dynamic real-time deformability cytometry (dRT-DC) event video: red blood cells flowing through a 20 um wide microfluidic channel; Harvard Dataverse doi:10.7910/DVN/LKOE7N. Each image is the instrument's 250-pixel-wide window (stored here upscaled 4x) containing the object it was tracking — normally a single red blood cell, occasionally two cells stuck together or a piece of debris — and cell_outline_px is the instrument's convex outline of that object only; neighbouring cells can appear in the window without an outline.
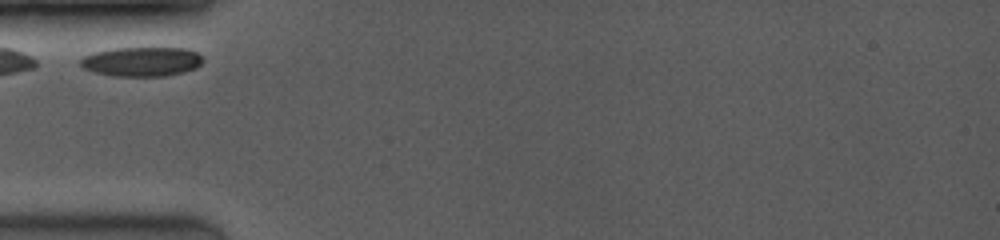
{"species": "common noctule bat (a hibernating species)", "species_latin": "Nyctalus noctula", "temperature_condition": "room temperature", "stored_images_in_passage": 17, "camera_frame_rate_fps": 3500, "um_per_image_px": 0.085, "animal": {"sex": "female", "body_mass_g": 19.0, "forearm_length_mm": 53.3}, "frame": {"image": 1, "passage_image": 1, "time_ms": 0.0, "image_size_px": [1000, 240], "cell_outline_px": [[204, 60], [196, 68], [184, 72], [164, 76], [112, 76], [92, 72], [84, 68], [80, 64], [80, 60], [84, 56], [96, 52], [112, 48], [188, 48], [196, 52]], "centroid_in_image_um": [12.05, 5.24], "position_along_channel_um": 73.0, "area_um2": 21.04}}
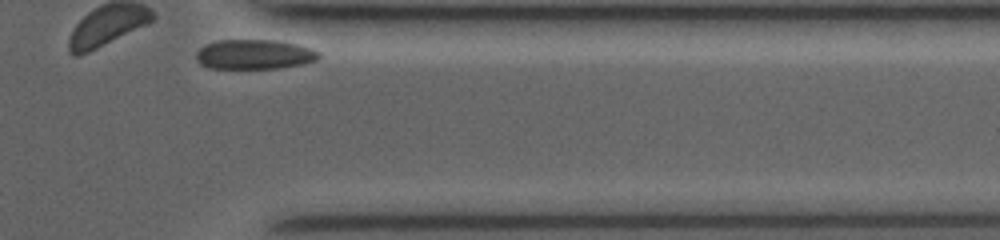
{"frame": {"image": 2, "passage_image": 17, "time_ms": 8.857, "image_size_px": [1000, 240], "cell_outline_px": [[320, 56], [316, 60], [304, 64], [276, 68], [208, 68], [200, 64], [196, 60], [196, 52], [200, 48], [208, 44], [220, 40], [276, 40], [296, 44], [312, 48], [320, 52]], "centroid_in_image_um": [21.63, 4.62], "position_along_channel_um": 389.8, "area_um2": 21.21}}